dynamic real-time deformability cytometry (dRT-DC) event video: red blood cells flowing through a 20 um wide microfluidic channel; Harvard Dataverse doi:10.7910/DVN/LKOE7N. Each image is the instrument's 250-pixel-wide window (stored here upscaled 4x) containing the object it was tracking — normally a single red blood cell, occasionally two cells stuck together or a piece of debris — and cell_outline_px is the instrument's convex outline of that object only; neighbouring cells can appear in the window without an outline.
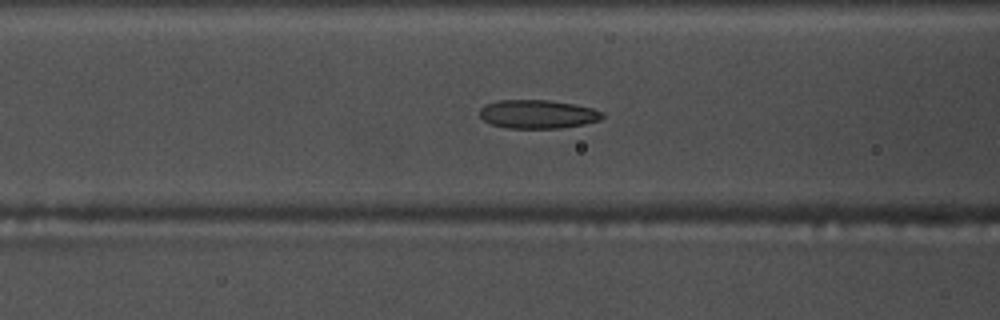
{"species": "common noctule bat (a hibernating species)", "species_latin": "Nyctalus noctula", "temperature_condition": "warm", "stored_images_in_passage": 56, "camera_frame_rate_fps": 3000, "um_per_image_px": 0.085, "animal": {"sex": "male", "body_mass_g": 17.5, "forearm_length_mm": 52.3}, "frame": {"image": 1, "passage_image": 23, "time_ms": 7.333, "image_size_px": [1000, 320], "cell_outline_px": [[604, 116], [600, 120], [584, 124], [560, 128], [508, 128], [492, 124], [484, 120], [480, 116], [480, 108], [484, 104], [500, 100], [548, 100], [572, 104], [592, 108], [604, 112]], "centroid_in_image_um": [45.71, 9.7], "position_along_channel_um": 120.9, "area_um2": 20.4}}
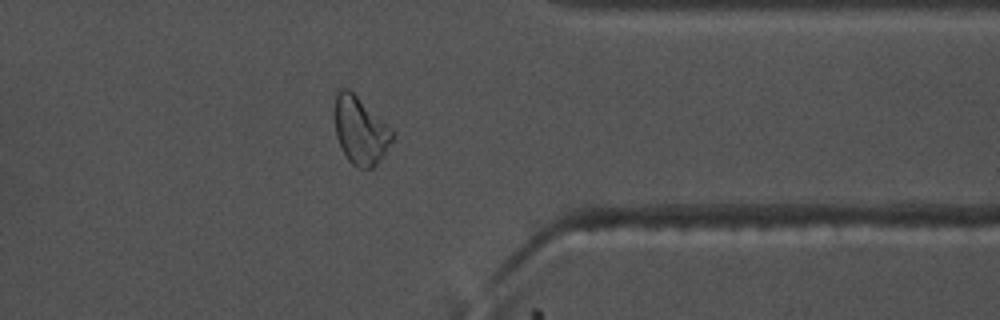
{"frame": {"image": 2, "passage_image": 45, "time_ms": 14.667, "image_size_px": [1000, 320], "cell_outline_px": [[396, 136], [376, 164], [372, 168], [360, 168], [352, 164], [348, 160], [336, 136], [332, 112], [336, 92], [340, 88], [348, 88], [392, 128], [396, 132]], "centroid_in_image_um": [30.61, 11.05], "position_along_channel_um": 380.8, "area_um2": 23.0}}
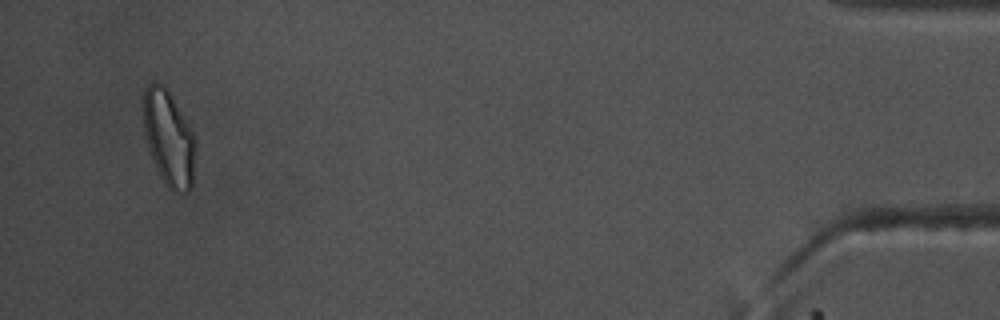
{"frame": {"image": 3, "passage_image": 54, "time_ms": 17.667, "image_size_px": [1000, 320], "cell_outline_px": [[192, 188], [188, 192], [172, 192], [168, 188], [160, 176], [148, 148], [144, 132], [140, 104], [144, 88], [148, 84], [164, 84], [168, 88], [192, 132]], "centroid_in_image_um": [14.25, 11.68], "position_along_channel_um": 421.0, "area_um2": 28.67}, "authors_computed_cell_mechanics": {"area_um2": 21.4149, "velocity_mm_per_s": 3.6709, "shape_relaxation_time_tau1_ms": null, "shape_relaxation_time_tau2_ms": 1.7147, "deformation_change_tau1": null, "deformation_change_tau2": 0.0763}}